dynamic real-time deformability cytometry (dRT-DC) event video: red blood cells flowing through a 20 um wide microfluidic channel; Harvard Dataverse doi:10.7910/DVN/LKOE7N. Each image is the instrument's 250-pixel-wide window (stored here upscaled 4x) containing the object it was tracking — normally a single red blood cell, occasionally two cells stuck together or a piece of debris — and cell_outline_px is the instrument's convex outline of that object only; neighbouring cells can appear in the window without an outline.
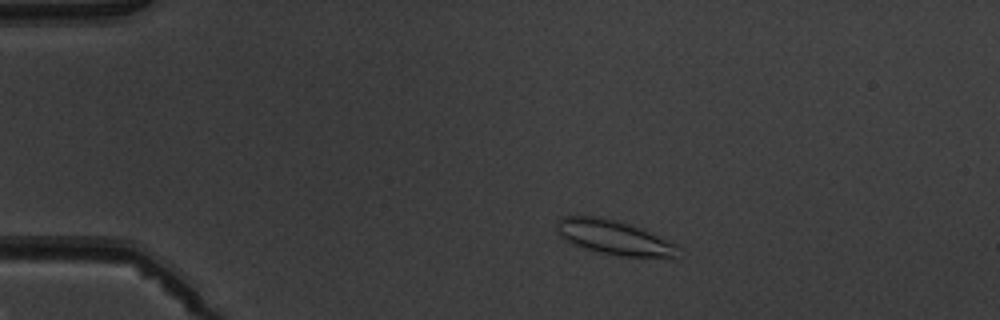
{"species": "common noctule bat (a hibernating species)", "species_latin": "Nyctalus noctula", "temperature_condition": "warm", "stored_images_in_passage": 3, "camera_frame_rate_fps": 3000, "um_per_image_px": 0.085, "animal": {"sex": "male", "body_mass_g": 19.5, "forearm_length_mm": 54.6}, "frame": {"image": 1, "passage_image": 1, "time_ms": 0.0, "image_size_px": [1000, 320], "cell_outline_px": [[676, 256], [620, 256], [600, 252], [576, 244], [560, 236], [556, 232], [556, 220], [560, 216], [596, 216], [616, 220], [640, 228], [676, 244]], "centroid_in_image_um": [52.09, 20.14], "position_along_channel_um": 32.9, "area_um2": 23.58}}
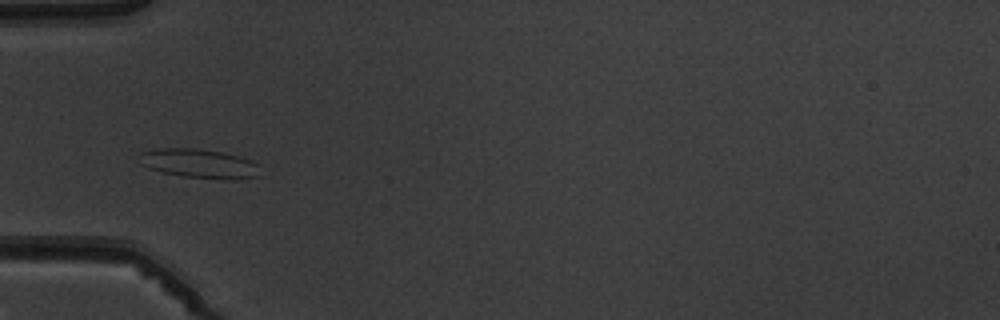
{"frame": {"image": 2, "passage_image": 3, "time_ms": 2.333, "image_size_px": [1000, 320], "cell_outline_px": [[260, 176], [240, 180], [224, 180], [184, 176], [164, 172], [148, 168], [140, 164], [144, 152], [160, 148], [196, 148], [224, 152], [240, 156], [256, 164]], "centroid_in_image_um": [17.01, 13.92], "position_along_channel_um": 68.0, "area_um2": 20.4}}